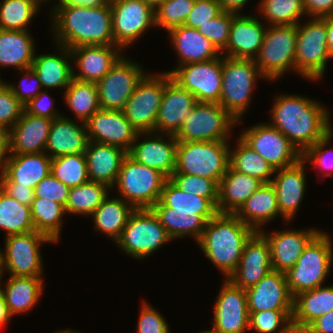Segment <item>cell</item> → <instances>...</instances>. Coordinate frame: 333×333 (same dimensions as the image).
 Returning a JSON list of instances; mask_svg holds the SVG:
<instances>
[{"label": "cell", "instance_id": "1", "mask_svg": "<svg viewBox=\"0 0 333 333\" xmlns=\"http://www.w3.org/2000/svg\"><path fill=\"white\" fill-rule=\"evenodd\" d=\"M274 100L269 124L301 154L332 131L329 111L318 100L297 94H280Z\"/></svg>", "mask_w": 333, "mask_h": 333}, {"label": "cell", "instance_id": "26", "mask_svg": "<svg viewBox=\"0 0 333 333\" xmlns=\"http://www.w3.org/2000/svg\"><path fill=\"white\" fill-rule=\"evenodd\" d=\"M256 15H236L231 22L229 40L221 52L226 57L252 59L257 56L267 28ZM264 24V25H263Z\"/></svg>", "mask_w": 333, "mask_h": 333}, {"label": "cell", "instance_id": "61", "mask_svg": "<svg viewBox=\"0 0 333 333\" xmlns=\"http://www.w3.org/2000/svg\"><path fill=\"white\" fill-rule=\"evenodd\" d=\"M0 188L21 204L31 207L34 200L33 188L19 185V183H0Z\"/></svg>", "mask_w": 333, "mask_h": 333}, {"label": "cell", "instance_id": "42", "mask_svg": "<svg viewBox=\"0 0 333 333\" xmlns=\"http://www.w3.org/2000/svg\"><path fill=\"white\" fill-rule=\"evenodd\" d=\"M30 210L35 231L44 234L54 243L59 242L65 207L53 200L34 197Z\"/></svg>", "mask_w": 333, "mask_h": 333}, {"label": "cell", "instance_id": "36", "mask_svg": "<svg viewBox=\"0 0 333 333\" xmlns=\"http://www.w3.org/2000/svg\"><path fill=\"white\" fill-rule=\"evenodd\" d=\"M43 277H16L6 279V286L0 275V292L11 316L21 313H29L35 307L44 291ZM6 287V288H5Z\"/></svg>", "mask_w": 333, "mask_h": 333}, {"label": "cell", "instance_id": "21", "mask_svg": "<svg viewBox=\"0 0 333 333\" xmlns=\"http://www.w3.org/2000/svg\"><path fill=\"white\" fill-rule=\"evenodd\" d=\"M272 270L269 243L260 232H255L245 243L241 260L228 280L246 290Z\"/></svg>", "mask_w": 333, "mask_h": 333}, {"label": "cell", "instance_id": "33", "mask_svg": "<svg viewBox=\"0 0 333 333\" xmlns=\"http://www.w3.org/2000/svg\"><path fill=\"white\" fill-rule=\"evenodd\" d=\"M255 232H260L264 224L283 218L280 213L275 188L272 183H263L234 213Z\"/></svg>", "mask_w": 333, "mask_h": 333}, {"label": "cell", "instance_id": "66", "mask_svg": "<svg viewBox=\"0 0 333 333\" xmlns=\"http://www.w3.org/2000/svg\"><path fill=\"white\" fill-rule=\"evenodd\" d=\"M321 19L326 23L328 52L330 57L333 58V14Z\"/></svg>", "mask_w": 333, "mask_h": 333}, {"label": "cell", "instance_id": "32", "mask_svg": "<svg viewBox=\"0 0 333 333\" xmlns=\"http://www.w3.org/2000/svg\"><path fill=\"white\" fill-rule=\"evenodd\" d=\"M168 36L179 57L177 66L205 62L222 55L217 47L195 28L177 26L168 31Z\"/></svg>", "mask_w": 333, "mask_h": 333}, {"label": "cell", "instance_id": "63", "mask_svg": "<svg viewBox=\"0 0 333 333\" xmlns=\"http://www.w3.org/2000/svg\"><path fill=\"white\" fill-rule=\"evenodd\" d=\"M302 333H333V310L314 320Z\"/></svg>", "mask_w": 333, "mask_h": 333}, {"label": "cell", "instance_id": "45", "mask_svg": "<svg viewBox=\"0 0 333 333\" xmlns=\"http://www.w3.org/2000/svg\"><path fill=\"white\" fill-rule=\"evenodd\" d=\"M106 184L88 181L70 188L68 201L65 206L66 214L91 216L102 201L109 195Z\"/></svg>", "mask_w": 333, "mask_h": 333}, {"label": "cell", "instance_id": "44", "mask_svg": "<svg viewBox=\"0 0 333 333\" xmlns=\"http://www.w3.org/2000/svg\"><path fill=\"white\" fill-rule=\"evenodd\" d=\"M0 228L6 237L35 231L31 210L0 188Z\"/></svg>", "mask_w": 333, "mask_h": 333}, {"label": "cell", "instance_id": "13", "mask_svg": "<svg viewBox=\"0 0 333 333\" xmlns=\"http://www.w3.org/2000/svg\"><path fill=\"white\" fill-rule=\"evenodd\" d=\"M44 243L54 242L37 231L6 237L1 275L6 270L16 277H42L44 267L40 246Z\"/></svg>", "mask_w": 333, "mask_h": 333}, {"label": "cell", "instance_id": "38", "mask_svg": "<svg viewBox=\"0 0 333 333\" xmlns=\"http://www.w3.org/2000/svg\"><path fill=\"white\" fill-rule=\"evenodd\" d=\"M35 41L29 30L0 29V67L25 70L32 66Z\"/></svg>", "mask_w": 333, "mask_h": 333}, {"label": "cell", "instance_id": "53", "mask_svg": "<svg viewBox=\"0 0 333 333\" xmlns=\"http://www.w3.org/2000/svg\"><path fill=\"white\" fill-rule=\"evenodd\" d=\"M236 15L223 11L214 19L209 20L208 23L198 26L196 29L222 52L228 44L231 22Z\"/></svg>", "mask_w": 333, "mask_h": 333}, {"label": "cell", "instance_id": "27", "mask_svg": "<svg viewBox=\"0 0 333 333\" xmlns=\"http://www.w3.org/2000/svg\"><path fill=\"white\" fill-rule=\"evenodd\" d=\"M73 78L80 81L98 82L123 55L116 45H89L71 48ZM75 59V60H74ZM75 62V63H74Z\"/></svg>", "mask_w": 333, "mask_h": 333}, {"label": "cell", "instance_id": "22", "mask_svg": "<svg viewBox=\"0 0 333 333\" xmlns=\"http://www.w3.org/2000/svg\"><path fill=\"white\" fill-rule=\"evenodd\" d=\"M320 232V229H289L274 233H260L270 246L271 265L274 271L287 273L303 253L307 244Z\"/></svg>", "mask_w": 333, "mask_h": 333}, {"label": "cell", "instance_id": "35", "mask_svg": "<svg viewBox=\"0 0 333 333\" xmlns=\"http://www.w3.org/2000/svg\"><path fill=\"white\" fill-rule=\"evenodd\" d=\"M333 310V285L320 286L294 297L292 324L302 333L314 320Z\"/></svg>", "mask_w": 333, "mask_h": 333}, {"label": "cell", "instance_id": "9", "mask_svg": "<svg viewBox=\"0 0 333 333\" xmlns=\"http://www.w3.org/2000/svg\"><path fill=\"white\" fill-rule=\"evenodd\" d=\"M172 239L151 208L135 209L115 244L128 256L142 260Z\"/></svg>", "mask_w": 333, "mask_h": 333}, {"label": "cell", "instance_id": "39", "mask_svg": "<svg viewBox=\"0 0 333 333\" xmlns=\"http://www.w3.org/2000/svg\"><path fill=\"white\" fill-rule=\"evenodd\" d=\"M108 197L107 195L90 217L93 218L94 229L106 234L107 238H112L110 240L115 243L135 208L121 197Z\"/></svg>", "mask_w": 333, "mask_h": 333}, {"label": "cell", "instance_id": "56", "mask_svg": "<svg viewBox=\"0 0 333 333\" xmlns=\"http://www.w3.org/2000/svg\"><path fill=\"white\" fill-rule=\"evenodd\" d=\"M70 187L55 178L50 172L34 188V197L53 200L64 207L67 204Z\"/></svg>", "mask_w": 333, "mask_h": 333}, {"label": "cell", "instance_id": "50", "mask_svg": "<svg viewBox=\"0 0 333 333\" xmlns=\"http://www.w3.org/2000/svg\"><path fill=\"white\" fill-rule=\"evenodd\" d=\"M292 316L293 310L249 312V330L254 329L258 333H296Z\"/></svg>", "mask_w": 333, "mask_h": 333}, {"label": "cell", "instance_id": "16", "mask_svg": "<svg viewBox=\"0 0 333 333\" xmlns=\"http://www.w3.org/2000/svg\"><path fill=\"white\" fill-rule=\"evenodd\" d=\"M175 68L167 73L180 87L192 93L197 102L219 104L222 89V55L221 58L188 63Z\"/></svg>", "mask_w": 333, "mask_h": 333}, {"label": "cell", "instance_id": "34", "mask_svg": "<svg viewBox=\"0 0 333 333\" xmlns=\"http://www.w3.org/2000/svg\"><path fill=\"white\" fill-rule=\"evenodd\" d=\"M60 54H40L34 56L32 70L37 74L42 88H63L73 80L72 55L69 48L56 44Z\"/></svg>", "mask_w": 333, "mask_h": 333}, {"label": "cell", "instance_id": "65", "mask_svg": "<svg viewBox=\"0 0 333 333\" xmlns=\"http://www.w3.org/2000/svg\"><path fill=\"white\" fill-rule=\"evenodd\" d=\"M249 0H219L221 8L225 12L240 14L239 11L244 8Z\"/></svg>", "mask_w": 333, "mask_h": 333}, {"label": "cell", "instance_id": "25", "mask_svg": "<svg viewBox=\"0 0 333 333\" xmlns=\"http://www.w3.org/2000/svg\"><path fill=\"white\" fill-rule=\"evenodd\" d=\"M305 163L301 158L292 166L275 170V178H272L271 183L276 191L278 207L284 223H289L295 217L305 195L307 183Z\"/></svg>", "mask_w": 333, "mask_h": 333}, {"label": "cell", "instance_id": "62", "mask_svg": "<svg viewBox=\"0 0 333 333\" xmlns=\"http://www.w3.org/2000/svg\"><path fill=\"white\" fill-rule=\"evenodd\" d=\"M305 15L322 18L333 14V0H303Z\"/></svg>", "mask_w": 333, "mask_h": 333}, {"label": "cell", "instance_id": "58", "mask_svg": "<svg viewBox=\"0 0 333 333\" xmlns=\"http://www.w3.org/2000/svg\"><path fill=\"white\" fill-rule=\"evenodd\" d=\"M138 319L137 333H169L165 318L143 300Z\"/></svg>", "mask_w": 333, "mask_h": 333}, {"label": "cell", "instance_id": "67", "mask_svg": "<svg viewBox=\"0 0 333 333\" xmlns=\"http://www.w3.org/2000/svg\"><path fill=\"white\" fill-rule=\"evenodd\" d=\"M11 317L12 316L9 314L8 308L0 292V327L6 326L7 323L11 320Z\"/></svg>", "mask_w": 333, "mask_h": 333}, {"label": "cell", "instance_id": "11", "mask_svg": "<svg viewBox=\"0 0 333 333\" xmlns=\"http://www.w3.org/2000/svg\"><path fill=\"white\" fill-rule=\"evenodd\" d=\"M236 124L239 121L220 104L197 102L175 136L180 142H227Z\"/></svg>", "mask_w": 333, "mask_h": 333}, {"label": "cell", "instance_id": "28", "mask_svg": "<svg viewBox=\"0 0 333 333\" xmlns=\"http://www.w3.org/2000/svg\"><path fill=\"white\" fill-rule=\"evenodd\" d=\"M78 122L65 117L64 114L52 120L45 148V153L51 159L85 153L89 143L86 123L80 121L78 125Z\"/></svg>", "mask_w": 333, "mask_h": 333}, {"label": "cell", "instance_id": "12", "mask_svg": "<svg viewBox=\"0 0 333 333\" xmlns=\"http://www.w3.org/2000/svg\"><path fill=\"white\" fill-rule=\"evenodd\" d=\"M170 79L166 71L147 73L126 101L122 111L138 133L154 132L164 87Z\"/></svg>", "mask_w": 333, "mask_h": 333}, {"label": "cell", "instance_id": "40", "mask_svg": "<svg viewBox=\"0 0 333 333\" xmlns=\"http://www.w3.org/2000/svg\"><path fill=\"white\" fill-rule=\"evenodd\" d=\"M151 209L172 240L190 235L197 242L207 224L202 216L195 213L171 212V208L164 206L160 201Z\"/></svg>", "mask_w": 333, "mask_h": 333}, {"label": "cell", "instance_id": "3", "mask_svg": "<svg viewBox=\"0 0 333 333\" xmlns=\"http://www.w3.org/2000/svg\"><path fill=\"white\" fill-rule=\"evenodd\" d=\"M254 233L235 214L217 213L207 222L197 244L228 279L241 260L245 243Z\"/></svg>", "mask_w": 333, "mask_h": 333}, {"label": "cell", "instance_id": "31", "mask_svg": "<svg viewBox=\"0 0 333 333\" xmlns=\"http://www.w3.org/2000/svg\"><path fill=\"white\" fill-rule=\"evenodd\" d=\"M84 154L89 180L112 189L127 152L118 146L89 141Z\"/></svg>", "mask_w": 333, "mask_h": 333}, {"label": "cell", "instance_id": "55", "mask_svg": "<svg viewBox=\"0 0 333 333\" xmlns=\"http://www.w3.org/2000/svg\"><path fill=\"white\" fill-rule=\"evenodd\" d=\"M333 131L327 134L323 139L319 140L313 146L309 147L303 154L302 159L307 163H312L316 168L325 171L323 176L325 178L331 177L333 172V151L327 149L330 140H333ZM327 149V150H326ZM331 152V154H329Z\"/></svg>", "mask_w": 333, "mask_h": 333}, {"label": "cell", "instance_id": "60", "mask_svg": "<svg viewBox=\"0 0 333 333\" xmlns=\"http://www.w3.org/2000/svg\"><path fill=\"white\" fill-rule=\"evenodd\" d=\"M47 91L48 90H42L35 98H33L25 106V111L31 115L48 118L51 120L62 116V113L60 114L58 113L59 111L54 109L53 97H51Z\"/></svg>", "mask_w": 333, "mask_h": 333}, {"label": "cell", "instance_id": "43", "mask_svg": "<svg viewBox=\"0 0 333 333\" xmlns=\"http://www.w3.org/2000/svg\"><path fill=\"white\" fill-rule=\"evenodd\" d=\"M64 101L78 121L86 122L99 109L98 90L95 82L74 79L64 92Z\"/></svg>", "mask_w": 333, "mask_h": 333}, {"label": "cell", "instance_id": "47", "mask_svg": "<svg viewBox=\"0 0 333 333\" xmlns=\"http://www.w3.org/2000/svg\"><path fill=\"white\" fill-rule=\"evenodd\" d=\"M1 1V0H0ZM40 5L35 0H2L0 2V29L28 30Z\"/></svg>", "mask_w": 333, "mask_h": 333}, {"label": "cell", "instance_id": "48", "mask_svg": "<svg viewBox=\"0 0 333 333\" xmlns=\"http://www.w3.org/2000/svg\"><path fill=\"white\" fill-rule=\"evenodd\" d=\"M258 7L268 26L297 25L305 14L303 0H261Z\"/></svg>", "mask_w": 333, "mask_h": 333}, {"label": "cell", "instance_id": "64", "mask_svg": "<svg viewBox=\"0 0 333 333\" xmlns=\"http://www.w3.org/2000/svg\"><path fill=\"white\" fill-rule=\"evenodd\" d=\"M9 156H10L9 129L0 127V171L3 169L5 161L8 159Z\"/></svg>", "mask_w": 333, "mask_h": 333}, {"label": "cell", "instance_id": "5", "mask_svg": "<svg viewBox=\"0 0 333 333\" xmlns=\"http://www.w3.org/2000/svg\"><path fill=\"white\" fill-rule=\"evenodd\" d=\"M230 149L229 142L178 141L174 172L201 176L220 183L230 166Z\"/></svg>", "mask_w": 333, "mask_h": 333}, {"label": "cell", "instance_id": "2", "mask_svg": "<svg viewBox=\"0 0 333 333\" xmlns=\"http://www.w3.org/2000/svg\"><path fill=\"white\" fill-rule=\"evenodd\" d=\"M56 44L69 49L89 45H115L110 2L97 7L71 3L55 5L50 11Z\"/></svg>", "mask_w": 333, "mask_h": 333}, {"label": "cell", "instance_id": "23", "mask_svg": "<svg viewBox=\"0 0 333 333\" xmlns=\"http://www.w3.org/2000/svg\"><path fill=\"white\" fill-rule=\"evenodd\" d=\"M196 103L192 93L170 79L164 87L154 132L176 135Z\"/></svg>", "mask_w": 333, "mask_h": 333}, {"label": "cell", "instance_id": "72", "mask_svg": "<svg viewBox=\"0 0 333 333\" xmlns=\"http://www.w3.org/2000/svg\"><path fill=\"white\" fill-rule=\"evenodd\" d=\"M2 274V250L0 249V275Z\"/></svg>", "mask_w": 333, "mask_h": 333}, {"label": "cell", "instance_id": "46", "mask_svg": "<svg viewBox=\"0 0 333 333\" xmlns=\"http://www.w3.org/2000/svg\"><path fill=\"white\" fill-rule=\"evenodd\" d=\"M235 149L230 150V167L238 172L255 177L263 183H270L275 170L256 151L237 138Z\"/></svg>", "mask_w": 333, "mask_h": 333}, {"label": "cell", "instance_id": "30", "mask_svg": "<svg viewBox=\"0 0 333 333\" xmlns=\"http://www.w3.org/2000/svg\"><path fill=\"white\" fill-rule=\"evenodd\" d=\"M51 160L45 152L10 155L0 171V183H19L34 189L50 173Z\"/></svg>", "mask_w": 333, "mask_h": 333}, {"label": "cell", "instance_id": "71", "mask_svg": "<svg viewBox=\"0 0 333 333\" xmlns=\"http://www.w3.org/2000/svg\"><path fill=\"white\" fill-rule=\"evenodd\" d=\"M39 5L43 4V2H47L48 0H35ZM58 3L56 5L62 4V0H56Z\"/></svg>", "mask_w": 333, "mask_h": 333}, {"label": "cell", "instance_id": "14", "mask_svg": "<svg viewBox=\"0 0 333 333\" xmlns=\"http://www.w3.org/2000/svg\"><path fill=\"white\" fill-rule=\"evenodd\" d=\"M146 74L141 65L122 55L96 82L100 109L122 110Z\"/></svg>", "mask_w": 333, "mask_h": 333}, {"label": "cell", "instance_id": "29", "mask_svg": "<svg viewBox=\"0 0 333 333\" xmlns=\"http://www.w3.org/2000/svg\"><path fill=\"white\" fill-rule=\"evenodd\" d=\"M51 119L23 111L20 119L9 130L10 155L45 152Z\"/></svg>", "mask_w": 333, "mask_h": 333}, {"label": "cell", "instance_id": "15", "mask_svg": "<svg viewBox=\"0 0 333 333\" xmlns=\"http://www.w3.org/2000/svg\"><path fill=\"white\" fill-rule=\"evenodd\" d=\"M265 123V124H264ZM259 123L243 131L239 138L256 151L274 170L296 164L302 154L278 129L268 122Z\"/></svg>", "mask_w": 333, "mask_h": 333}, {"label": "cell", "instance_id": "24", "mask_svg": "<svg viewBox=\"0 0 333 333\" xmlns=\"http://www.w3.org/2000/svg\"><path fill=\"white\" fill-rule=\"evenodd\" d=\"M248 312L293 310L294 297L286 273L272 270L256 285L246 289Z\"/></svg>", "mask_w": 333, "mask_h": 333}, {"label": "cell", "instance_id": "52", "mask_svg": "<svg viewBox=\"0 0 333 333\" xmlns=\"http://www.w3.org/2000/svg\"><path fill=\"white\" fill-rule=\"evenodd\" d=\"M169 179L183 192L207 198L217 208L219 183L216 180L178 172H174Z\"/></svg>", "mask_w": 333, "mask_h": 333}, {"label": "cell", "instance_id": "41", "mask_svg": "<svg viewBox=\"0 0 333 333\" xmlns=\"http://www.w3.org/2000/svg\"><path fill=\"white\" fill-rule=\"evenodd\" d=\"M159 201L171 212L195 213L207 222L218 213L207 198L183 192L170 179L165 182Z\"/></svg>", "mask_w": 333, "mask_h": 333}, {"label": "cell", "instance_id": "37", "mask_svg": "<svg viewBox=\"0 0 333 333\" xmlns=\"http://www.w3.org/2000/svg\"><path fill=\"white\" fill-rule=\"evenodd\" d=\"M262 184L259 179L229 166L219 183L218 213L234 214Z\"/></svg>", "mask_w": 333, "mask_h": 333}, {"label": "cell", "instance_id": "18", "mask_svg": "<svg viewBox=\"0 0 333 333\" xmlns=\"http://www.w3.org/2000/svg\"><path fill=\"white\" fill-rule=\"evenodd\" d=\"M214 304L212 330L217 333H244L249 330L246 290L228 279L222 283Z\"/></svg>", "mask_w": 333, "mask_h": 333}, {"label": "cell", "instance_id": "68", "mask_svg": "<svg viewBox=\"0 0 333 333\" xmlns=\"http://www.w3.org/2000/svg\"><path fill=\"white\" fill-rule=\"evenodd\" d=\"M107 0H62V3H71L88 7H97L103 5Z\"/></svg>", "mask_w": 333, "mask_h": 333}, {"label": "cell", "instance_id": "17", "mask_svg": "<svg viewBox=\"0 0 333 333\" xmlns=\"http://www.w3.org/2000/svg\"><path fill=\"white\" fill-rule=\"evenodd\" d=\"M115 45L125 50L155 24V10L143 0H111Z\"/></svg>", "mask_w": 333, "mask_h": 333}, {"label": "cell", "instance_id": "73", "mask_svg": "<svg viewBox=\"0 0 333 333\" xmlns=\"http://www.w3.org/2000/svg\"><path fill=\"white\" fill-rule=\"evenodd\" d=\"M199 333H217V332H215L214 330H212V329H208V330H204V331H202V332H199Z\"/></svg>", "mask_w": 333, "mask_h": 333}, {"label": "cell", "instance_id": "59", "mask_svg": "<svg viewBox=\"0 0 333 333\" xmlns=\"http://www.w3.org/2000/svg\"><path fill=\"white\" fill-rule=\"evenodd\" d=\"M23 78L19 81L18 85H13L12 83H7V86L11 89L13 94L18 98V100L26 106L33 98H35L42 90L41 82L37 74L32 70V68L21 70ZM28 78L34 82L33 84H27ZM25 81V82H24ZM29 81V80H28ZM27 85H26V84ZM31 84V85H30ZM34 85V86H32ZM20 86V87H19Z\"/></svg>", "mask_w": 333, "mask_h": 333}, {"label": "cell", "instance_id": "6", "mask_svg": "<svg viewBox=\"0 0 333 333\" xmlns=\"http://www.w3.org/2000/svg\"><path fill=\"white\" fill-rule=\"evenodd\" d=\"M260 77L264 78L254 60L222 55V89L219 104L237 121L247 112L254 86Z\"/></svg>", "mask_w": 333, "mask_h": 333}, {"label": "cell", "instance_id": "57", "mask_svg": "<svg viewBox=\"0 0 333 333\" xmlns=\"http://www.w3.org/2000/svg\"><path fill=\"white\" fill-rule=\"evenodd\" d=\"M223 12L219 0H195L193 9L189 13L184 26L197 28L208 23Z\"/></svg>", "mask_w": 333, "mask_h": 333}, {"label": "cell", "instance_id": "19", "mask_svg": "<svg viewBox=\"0 0 333 333\" xmlns=\"http://www.w3.org/2000/svg\"><path fill=\"white\" fill-rule=\"evenodd\" d=\"M141 137H144L142 142L139 141ZM177 143L175 135L157 132L138 133L127 154L138 163L158 170L169 179L176 168Z\"/></svg>", "mask_w": 333, "mask_h": 333}, {"label": "cell", "instance_id": "51", "mask_svg": "<svg viewBox=\"0 0 333 333\" xmlns=\"http://www.w3.org/2000/svg\"><path fill=\"white\" fill-rule=\"evenodd\" d=\"M194 4L195 0H164L155 9V27L169 31L184 25Z\"/></svg>", "mask_w": 333, "mask_h": 333}, {"label": "cell", "instance_id": "49", "mask_svg": "<svg viewBox=\"0 0 333 333\" xmlns=\"http://www.w3.org/2000/svg\"><path fill=\"white\" fill-rule=\"evenodd\" d=\"M52 175L68 187H76L89 181L84 153L52 158Z\"/></svg>", "mask_w": 333, "mask_h": 333}, {"label": "cell", "instance_id": "69", "mask_svg": "<svg viewBox=\"0 0 333 333\" xmlns=\"http://www.w3.org/2000/svg\"><path fill=\"white\" fill-rule=\"evenodd\" d=\"M143 1L155 10L164 0H143Z\"/></svg>", "mask_w": 333, "mask_h": 333}, {"label": "cell", "instance_id": "4", "mask_svg": "<svg viewBox=\"0 0 333 333\" xmlns=\"http://www.w3.org/2000/svg\"><path fill=\"white\" fill-rule=\"evenodd\" d=\"M332 238L320 231L305 247L297 263L286 273L293 297L301 292L323 286L333 262Z\"/></svg>", "mask_w": 333, "mask_h": 333}, {"label": "cell", "instance_id": "70", "mask_svg": "<svg viewBox=\"0 0 333 333\" xmlns=\"http://www.w3.org/2000/svg\"><path fill=\"white\" fill-rule=\"evenodd\" d=\"M56 333H79L78 331L70 330V329H64V330H59Z\"/></svg>", "mask_w": 333, "mask_h": 333}, {"label": "cell", "instance_id": "20", "mask_svg": "<svg viewBox=\"0 0 333 333\" xmlns=\"http://www.w3.org/2000/svg\"><path fill=\"white\" fill-rule=\"evenodd\" d=\"M85 123L89 141L118 146L126 152L138 134L122 110L99 109Z\"/></svg>", "mask_w": 333, "mask_h": 333}, {"label": "cell", "instance_id": "54", "mask_svg": "<svg viewBox=\"0 0 333 333\" xmlns=\"http://www.w3.org/2000/svg\"><path fill=\"white\" fill-rule=\"evenodd\" d=\"M24 110L25 106L2 80L0 82V127L10 130L20 119Z\"/></svg>", "mask_w": 333, "mask_h": 333}, {"label": "cell", "instance_id": "10", "mask_svg": "<svg viewBox=\"0 0 333 333\" xmlns=\"http://www.w3.org/2000/svg\"><path fill=\"white\" fill-rule=\"evenodd\" d=\"M308 23L297 24L295 72L310 81L322 79L328 52L326 23L321 18H310Z\"/></svg>", "mask_w": 333, "mask_h": 333}, {"label": "cell", "instance_id": "8", "mask_svg": "<svg viewBox=\"0 0 333 333\" xmlns=\"http://www.w3.org/2000/svg\"><path fill=\"white\" fill-rule=\"evenodd\" d=\"M297 25H267L262 46L254 58L259 71L270 82L295 71Z\"/></svg>", "mask_w": 333, "mask_h": 333}, {"label": "cell", "instance_id": "7", "mask_svg": "<svg viewBox=\"0 0 333 333\" xmlns=\"http://www.w3.org/2000/svg\"><path fill=\"white\" fill-rule=\"evenodd\" d=\"M167 179L158 170L138 163L127 154L113 187L135 209L152 208L159 201Z\"/></svg>", "mask_w": 333, "mask_h": 333}]
</instances>
